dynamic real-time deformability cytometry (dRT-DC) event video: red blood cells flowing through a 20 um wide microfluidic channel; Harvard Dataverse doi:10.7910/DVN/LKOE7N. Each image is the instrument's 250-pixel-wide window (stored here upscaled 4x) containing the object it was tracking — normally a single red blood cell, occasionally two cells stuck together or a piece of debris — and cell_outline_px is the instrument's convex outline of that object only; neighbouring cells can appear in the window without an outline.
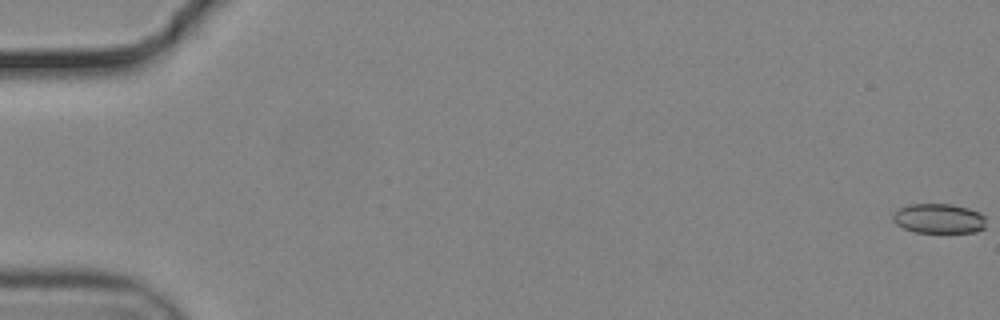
{"species": "common noctule bat (a hibernating species)", "species_latin": "Nyctalus noctula", "temperature_condition": "cold", "stored_images_in_passage": 58, "camera_frame_rate_fps": 3000, "um_per_image_px": 0.085, "animal": {"sex": "male", "body_mass_g": 19.2, "forearm_length_mm": 51.8}, "frame": {"image": 1, "passage_image": 1, "time_ms": 0.0, "image_size_px": [1000, 320], "cell_outline_px": [[984, 228], [976, 232], [916, 232], [904, 228], [896, 224], [892, 220], [892, 216], [900, 208], [908, 204], [952, 204], [968, 208], [980, 212], [984, 216]], "centroid_in_image_um": [79.8, 18.57], "position_along_channel_um": 5.2, "area_um2": 16.07}}
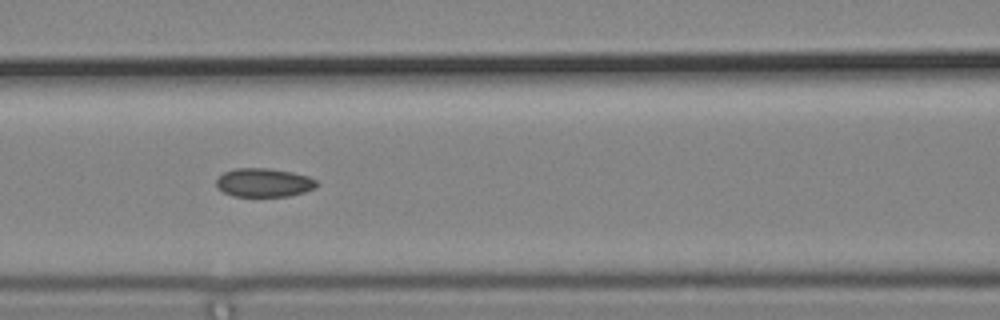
{"frame": {"image": 2, "passage_image": 26, "time_ms": 8.333, "image_size_px": [1000, 320], "cell_outline_px": [[320, 184], [316, 188], [304, 192], [288, 196], [232, 196], [216, 188], [216, 180], [224, 172], [236, 168], [268, 168], [292, 172], [308, 176], [316, 180]], "centroid_in_image_um": [22.44, 15.52], "position_along_channel_um": 144.2, "area_um2": 16.88}}
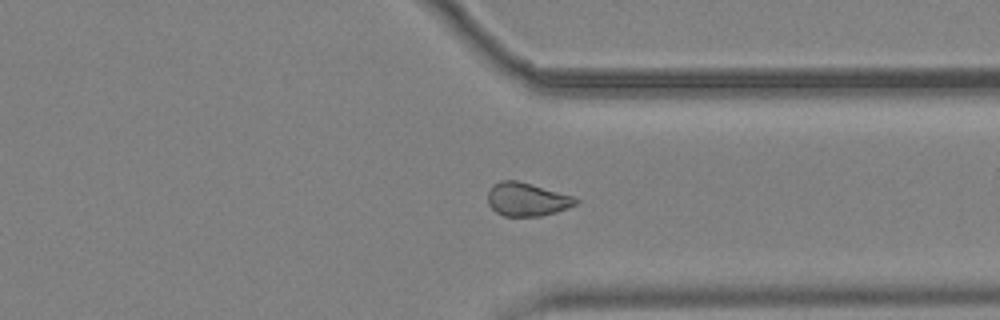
{"frame": {"image": 3, "passage_image": 44, "time_ms": 14.333, "image_size_px": [1000, 320], "cell_outline_px": [[580, 200], [576, 204], [568, 208], [556, 212], [540, 216], [504, 216], [496, 212], [488, 204], [488, 192], [492, 184], [500, 180], [516, 180], [532, 184], [572, 196]], "centroid_in_image_um": [44.76, 16.94], "position_along_channel_um": 366.6, "area_um2": 17.11}}